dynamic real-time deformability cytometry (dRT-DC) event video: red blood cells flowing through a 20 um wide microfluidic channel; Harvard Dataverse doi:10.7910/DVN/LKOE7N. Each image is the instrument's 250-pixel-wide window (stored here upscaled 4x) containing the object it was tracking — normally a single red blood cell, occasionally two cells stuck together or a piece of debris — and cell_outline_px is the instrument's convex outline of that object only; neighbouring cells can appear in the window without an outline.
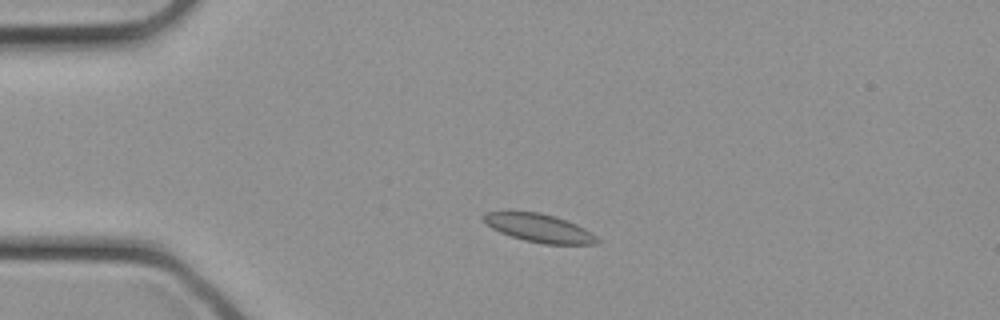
{"species": "common noctule bat (a hibernating species)", "species_latin": "Nyctalus noctula", "temperature_condition": "cold", "stored_images_in_passage": 26, "camera_frame_rate_fps": 3000, "um_per_image_px": 0.085, "animal": {"sex": "female", "body_mass_g": 21.9}, "frame": {"image": 1, "passage_image": 1, "time_ms": 0.0, "image_size_px": [1000, 320], "cell_outline_px": [[600, 244], [544, 244], [524, 240], [500, 232], [484, 224], [484, 212], [540, 212], [576, 224], [584, 228], [596, 236], [600, 240]], "centroid_in_image_um": [45.84, 19.4], "position_along_channel_um": 39.2, "area_um2": 18.44}}
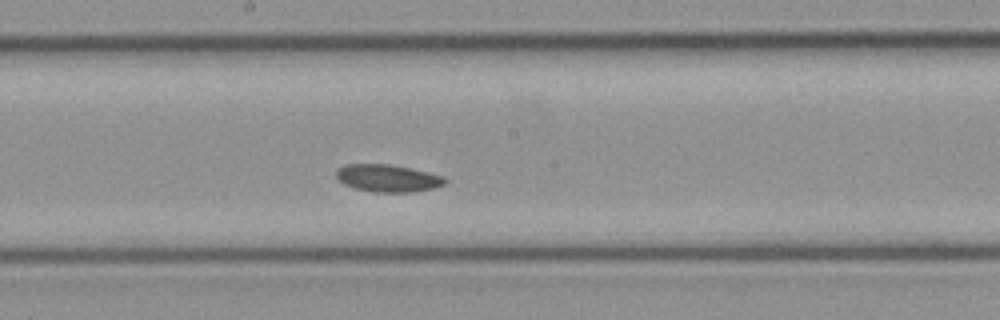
{"frame": {"image": 2, "passage_image": 11, "time_ms": 3.333, "image_size_px": [1000, 320], "cell_outline_px": [[448, 180], [444, 184], [436, 188], [416, 192], [372, 192], [356, 188], [344, 184], [336, 176], [336, 168], [344, 164], [388, 164], [428, 172], [444, 176]], "centroid_in_image_um": [32.97, 15.15], "position_along_channel_um": 215.2, "area_um2": 17.46}}
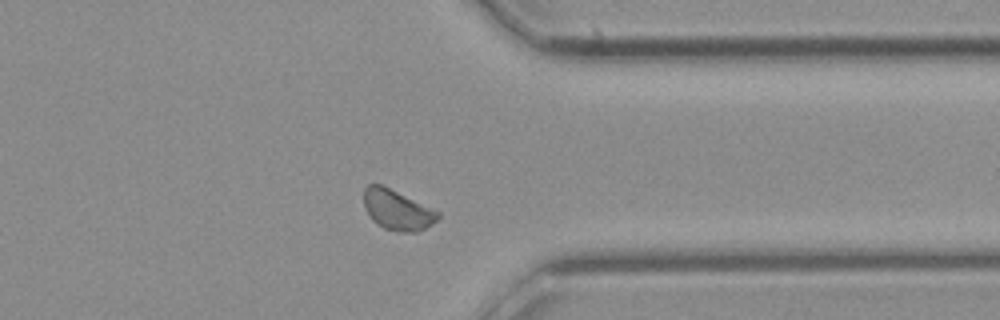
{"frame": {"image": 3, "passage_image": 19, "time_ms": 6.0, "image_size_px": [1000, 320], "cell_outline_px": [[440, 216], [432, 224], [416, 232], [396, 232], [384, 228], [376, 224], [372, 220], [364, 208], [364, 188], [368, 184], [384, 184], [440, 212]], "centroid_in_image_um": [33.74, 17.83], "position_along_channel_um": 377.7, "area_um2": 17.63}}